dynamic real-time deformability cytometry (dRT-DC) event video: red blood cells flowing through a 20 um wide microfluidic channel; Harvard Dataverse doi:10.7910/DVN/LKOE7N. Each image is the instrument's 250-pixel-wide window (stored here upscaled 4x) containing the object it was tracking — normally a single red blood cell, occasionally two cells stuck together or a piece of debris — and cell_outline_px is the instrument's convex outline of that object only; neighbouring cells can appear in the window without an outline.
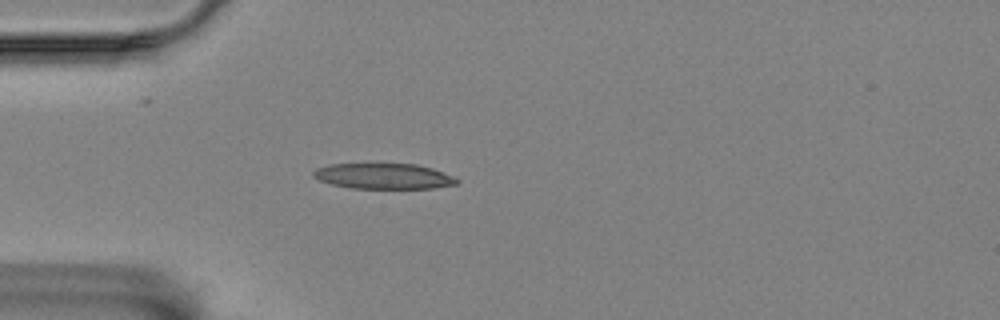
{"species": "Egyptian fruit bat (a non-hibernating species)", "species_latin": "Rousettus aegyptiacus", "temperature_condition": "room temperature", "stored_images_in_passage": 35, "camera_frame_rate_fps": 3000, "um_per_image_px": 0.085, "animal": {"sex": "female"}, "frame": {"image": 1, "passage_image": 1, "time_ms": 0.0, "image_size_px": [1000, 320], "cell_outline_px": [[460, 180], [456, 184], [432, 188], [352, 188], [332, 184], [320, 180], [312, 176], [312, 172], [316, 168], [332, 164], [416, 164], [432, 168], [452, 176]], "centroid_in_image_um": [32.59, 14.97], "position_along_channel_um": 52.4, "area_um2": 21.15}}
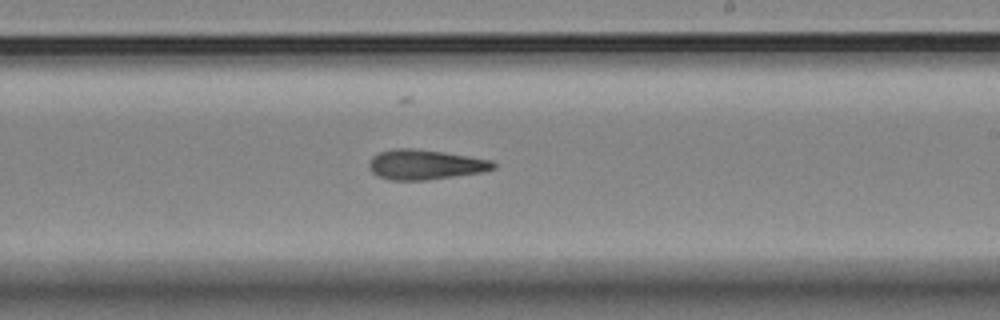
{"frame": {"image": 2, "passage_image": 19, "time_ms": 6.0, "image_size_px": [1000, 320], "cell_outline_px": [[496, 168], [484, 172], [428, 180], [392, 180], [376, 176], [372, 172], [368, 164], [372, 156], [380, 152], [396, 148], [416, 148], [468, 156], [492, 160], [496, 164]], "centroid_in_image_um": [36.15, 13.99], "position_along_channel_um": 252.9, "area_um2": 21.79}}
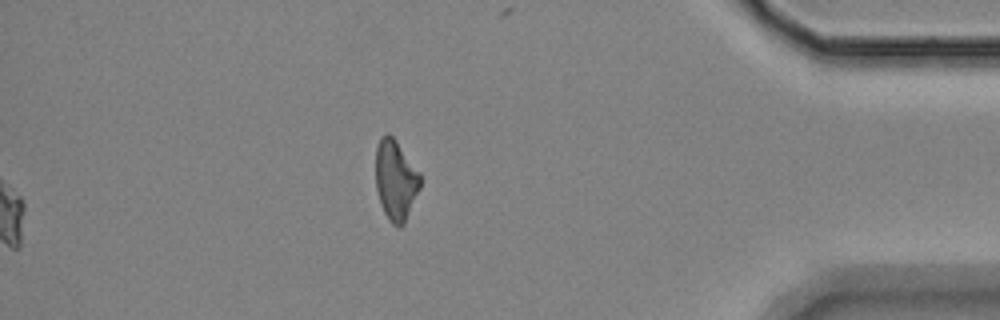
{"frame": {"image": 3, "passage_image": 35, "time_ms": 11.333, "image_size_px": [1000, 320], "cell_outline_px": [[420, 188], [404, 224], [400, 228], [392, 224], [388, 220], [384, 212], [376, 188], [376, 148], [380, 136], [388, 132], [396, 140], [420, 172]], "centroid_in_image_um": [33.63, 15.29], "position_along_channel_um": 401.6, "area_um2": 20.87}, "authors_computed_cell_mechanics": {"area_um2": 21.3282, "velocity_mm_per_s": 3.4758, "shape_relaxation_time_tau1_ms": null, "shape_relaxation_time_tau2_ms": 2.9889, "deformation_change_tau1": null, "deformation_change_tau2": 0.1339}}